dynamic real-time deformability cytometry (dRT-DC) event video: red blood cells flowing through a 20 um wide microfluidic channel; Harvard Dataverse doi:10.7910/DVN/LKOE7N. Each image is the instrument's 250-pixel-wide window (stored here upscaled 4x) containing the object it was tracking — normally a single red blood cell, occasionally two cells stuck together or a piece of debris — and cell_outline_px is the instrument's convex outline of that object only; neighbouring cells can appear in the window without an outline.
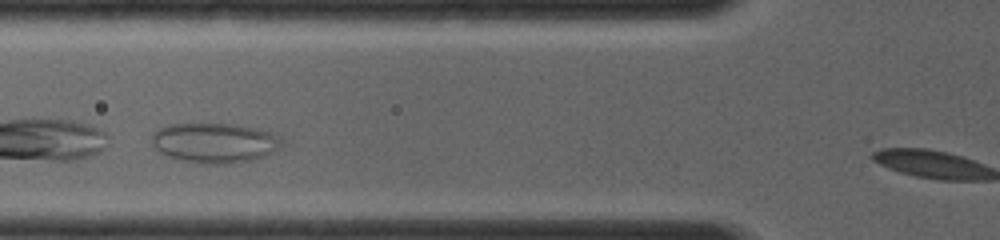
{"species": "common noctule bat (a hibernating species)", "species_latin": "Nyctalus noctula", "temperature_condition": "room temperature", "stored_images_in_passage": 16, "camera_frame_rate_fps": 4000, "um_per_image_px": 0.085, "animal": {"sex": "female", "body_mass_g": 19.0, "forearm_length_mm": 56.7}, "frame": {"image": 1, "passage_image": 4, "time_ms": 1.25, "image_size_px": [1000, 240], "cell_outline_px": [[272, 148], [268, 152], [260, 156], [248, 160], [184, 160], [168, 156], [156, 148], [152, 140], [152, 136], [160, 128], [172, 124], [232, 124], [264, 132], [268, 136]], "centroid_in_image_um": [17.95, 12.08], "position_along_channel_um": 107.8, "area_um2": 26.65}}
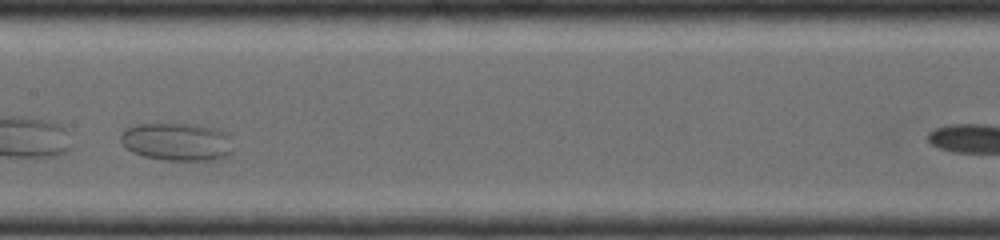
{"frame": {"image": 2, "passage_image": 8, "time_ms": 3.25, "image_size_px": [1000, 240], "cell_outline_px": [[228, 152], [224, 156], [212, 160], [168, 160], [144, 156], [128, 148], [120, 140], [124, 132], [128, 128], [140, 124], [188, 124], [204, 128], [212, 132]], "centroid_in_image_um": [14.75, 12.08], "position_along_channel_um": 192.6, "area_um2": 22.2}}
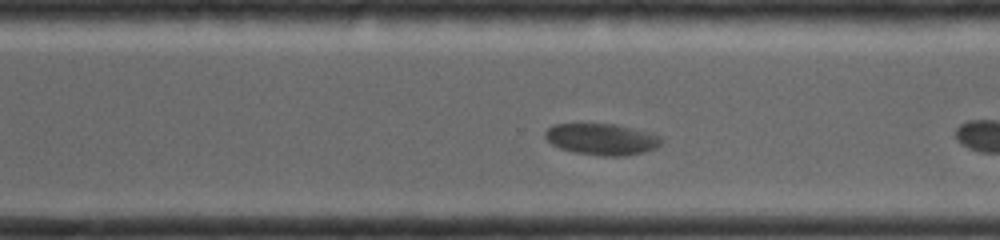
{"frame": {"image": 3, "passage_image": 16, "time_ms": 7.75, "image_size_px": [1000, 240], "cell_outline_px": [[660, 140], [652, 148], [640, 152], [616, 156], [604, 156], [576, 152], [560, 148], [552, 144], [544, 136], [544, 132], [552, 124], [612, 124], [652, 136]], "centroid_in_image_um": [50.92, 11.83], "position_along_channel_um": 319.7, "area_um2": 19.88}}